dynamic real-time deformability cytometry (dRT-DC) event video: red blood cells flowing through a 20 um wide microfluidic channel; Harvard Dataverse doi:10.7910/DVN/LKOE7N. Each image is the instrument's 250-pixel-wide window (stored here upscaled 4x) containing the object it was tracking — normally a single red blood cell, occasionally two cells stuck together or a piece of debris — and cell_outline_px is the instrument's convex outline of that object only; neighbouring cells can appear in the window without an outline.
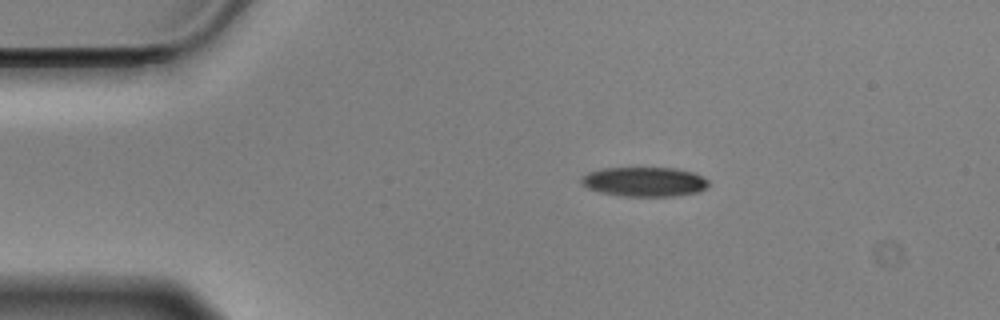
{"species": "Egyptian fruit bat (a non-hibernating species)", "species_latin": "Rousettus aegyptiacus", "temperature_condition": "cold", "stored_images_in_passage": 47, "camera_frame_rate_fps": 3000, "um_per_image_px": 0.085, "animal": {"sex": "male"}, "frame": {"image": 1, "passage_image": 1, "time_ms": 0.0, "image_size_px": [1000, 320], "cell_outline_px": [[708, 188], [700, 192], [676, 196], [620, 196], [600, 192], [588, 188], [580, 184], [580, 180], [588, 172], [604, 168], [676, 168], [692, 172], [708, 180]], "centroid_in_image_um": [54.78, 15.46], "position_along_channel_um": 30.2, "area_um2": 21.96}}
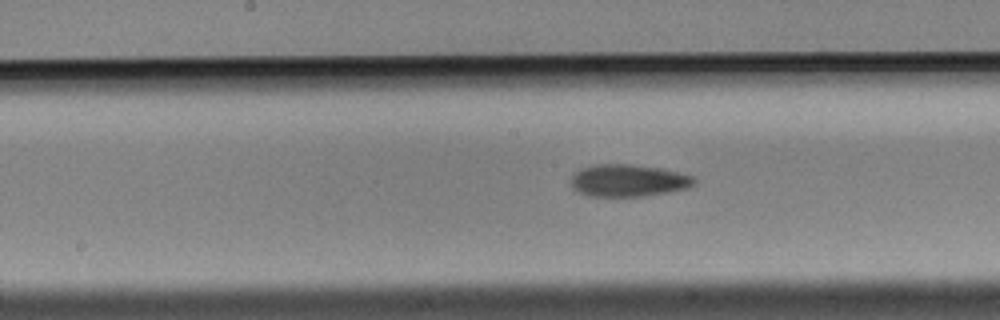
{"frame": {"image": 2, "passage_image": 19, "time_ms": 6.0, "image_size_px": [1000, 320], "cell_outline_px": [[696, 184], [688, 188], [668, 192], [644, 196], [588, 196], [572, 188], [572, 172], [580, 168], [596, 164], [632, 164], [660, 168], [692, 176], [696, 180]], "centroid_in_image_um": [53.38, 15.34], "position_along_channel_um": 194.8, "area_um2": 23.18}}
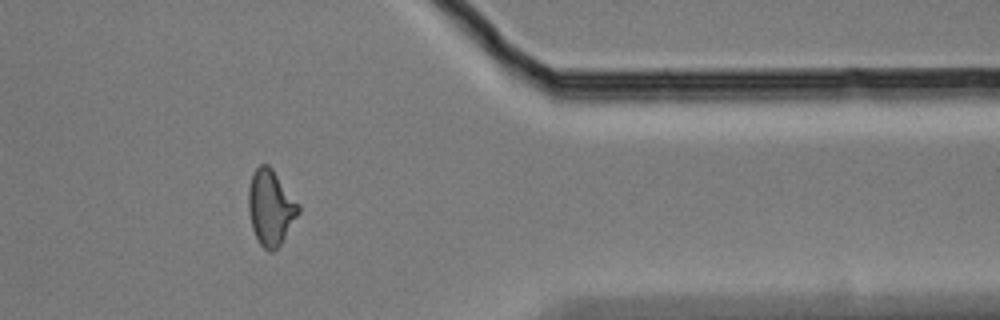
{"frame": {"image": 3, "passage_image": 37, "time_ms": 12.0, "image_size_px": [1000, 320], "cell_outline_px": [[300, 212], [280, 244], [272, 252], [268, 252], [260, 244], [252, 228], [248, 212], [248, 188], [252, 176], [256, 168], [260, 164], [268, 164], [272, 168], [300, 204]], "centroid_in_image_um": [23.0, 17.63], "position_along_channel_um": 388.4, "area_um2": 21.96}, "authors_computed_cell_mechanics": {"area_um2": 22.0796, "velocity_mm_per_s": 3.5338, "shape_relaxation_time_tau1_ms": 6.8873, "shape_relaxation_time_tau2_ms": 11.3024, "deformation_change_tau1": 0.1482, "deformation_change_tau2": 0.229}}